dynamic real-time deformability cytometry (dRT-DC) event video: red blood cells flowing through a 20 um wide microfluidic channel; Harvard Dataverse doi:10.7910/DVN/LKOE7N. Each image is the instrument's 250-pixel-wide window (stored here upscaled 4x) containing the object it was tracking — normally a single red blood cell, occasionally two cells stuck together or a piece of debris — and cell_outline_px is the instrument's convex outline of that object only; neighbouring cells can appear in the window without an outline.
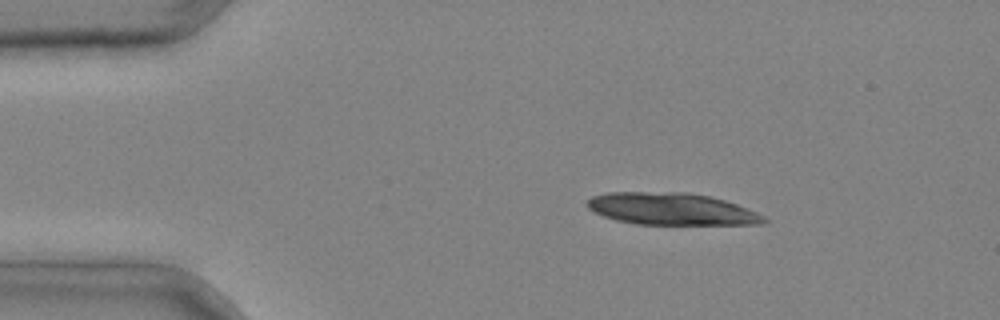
{"species": "common noctule bat (a hibernating species)", "species_latin": "Nyctalus noctula", "temperature_condition": "cold", "stored_images_in_passage": 4, "camera_frame_rate_fps": 3000, "um_per_image_px": 0.085, "animal": {"sex": "male", "body_mass_g": 20.4}, "frame": {"image": 1, "passage_image": 2, "time_ms": 0.333, "image_size_px": [1000, 320], "cell_outline_px": [[768, 220], [764, 224], [636, 224], [616, 220], [604, 216], [588, 208], [584, 204], [592, 196], [608, 192], [688, 192], [712, 196], [736, 204], [756, 212], [764, 216]], "centroid_in_image_um": [57.06, 17.75], "position_along_channel_um": 27.9, "area_um2": 33.0}}